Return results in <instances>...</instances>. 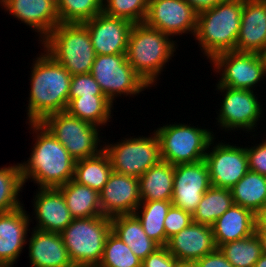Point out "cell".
I'll return each instance as SVG.
<instances>
[{
    "label": "cell",
    "mask_w": 266,
    "mask_h": 267,
    "mask_svg": "<svg viewBox=\"0 0 266 267\" xmlns=\"http://www.w3.org/2000/svg\"><path fill=\"white\" fill-rule=\"evenodd\" d=\"M34 196L33 215L37 219L34 229L61 233L73 221L66 200L58 188H38Z\"/></svg>",
    "instance_id": "ffe728a7"
},
{
    "label": "cell",
    "mask_w": 266,
    "mask_h": 267,
    "mask_svg": "<svg viewBox=\"0 0 266 267\" xmlns=\"http://www.w3.org/2000/svg\"><path fill=\"white\" fill-rule=\"evenodd\" d=\"M110 232L111 219L100 215L73 219L60 235L75 267H97Z\"/></svg>",
    "instance_id": "8992f818"
},
{
    "label": "cell",
    "mask_w": 266,
    "mask_h": 267,
    "mask_svg": "<svg viewBox=\"0 0 266 267\" xmlns=\"http://www.w3.org/2000/svg\"><path fill=\"white\" fill-rule=\"evenodd\" d=\"M60 23H84L103 11V0H56Z\"/></svg>",
    "instance_id": "e575fe53"
},
{
    "label": "cell",
    "mask_w": 266,
    "mask_h": 267,
    "mask_svg": "<svg viewBox=\"0 0 266 267\" xmlns=\"http://www.w3.org/2000/svg\"><path fill=\"white\" fill-rule=\"evenodd\" d=\"M90 74L112 103L117 96H136L150 89L129 64L126 54L96 55Z\"/></svg>",
    "instance_id": "30bf717a"
},
{
    "label": "cell",
    "mask_w": 266,
    "mask_h": 267,
    "mask_svg": "<svg viewBox=\"0 0 266 267\" xmlns=\"http://www.w3.org/2000/svg\"><path fill=\"white\" fill-rule=\"evenodd\" d=\"M58 189L62 192L67 208L74 219L103 215L99 193L92 188L81 185L72 179Z\"/></svg>",
    "instance_id": "4316f807"
},
{
    "label": "cell",
    "mask_w": 266,
    "mask_h": 267,
    "mask_svg": "<svg viewBox=\"0 0 266 267\" xmlns=\"http://www.w3.org/2000/svg\"><path fill=\"white\" fill-rule=\"evenodd\" d=\"M111 219V231L142 261L161 247L145 233L134 214L117 215Z\"/></svg>",
    "instance_id": "d4e9b609"
},
{
    "label": "cell",
    "mask_w": 266,
    "mask_h": 267,
    "mask_svg": "<svg viewBox=\"0 0 266 267\" xmlns=\"http://www.w3.org/2000/svg\"><path fill=\"white\" fill-rule=\"evenodd\" d=\"M197 14L186 0H149L144 23L171 38L185 33L195 36Z\"/></svg>",
    "instance_id": "5bb4252c"
},
{
    "label": "cell",
    "mask_w": 266,
    "mask_h": 267,
    "mask_svg": "<svg viewBox=\"0 0 266 267\" xmlns=\"http://www.w3.org/2000/svg\"><path fill=\"white\" fill-rule=\"evenodd\" d=\"M112 170L125 175L141 177L161 159L160 141L155 131L151 136L130 137L117 143L103 142Z\"/></svg>",
    "instance_id": "9c48e42d"
},
{
    "label": "cell",
    "mask_w": 266,
    "mask_h": 267,
    "mask_svg": "<svg viewBox=\"0 0 266 267\" xmlns=\"http://www.w3.org/2000/svg\"><path fill=\"white\" fill-rule=\"evenodd\" d=\"M113 104L105 95L81 96L70 100L65 111L102 128L111 121Z\"/></svg>",
    "instance_id": "83f0119b"
},
{
    "label": "cell",
    "mask_w": 266,
    "mask_h": 267,
    "mask_svg": "<svg viewBox=\"0 0 266 267\" xmlns=\"http://www.w3.org/2000/svg\"><path fill=\"white\" fill-rule=\"evenodd\" d=\"M255 234L260 241L262 253L266 254V230H255Z\"/></svg>",
    "instance_id": "f6af8a7d"
},
{
    "label": "cell",
    "mask_w": 266,
    "mask_h": 267,
    "mask_svg": "<svg viewBox=\"0 0 266 267\" xmlns=\"http://www.w3.org/2000/svg\"><path fill=\"white\" fill-rule=\"evenodd\" d=\"M250 171L266 176V139L261 143L246 147Z\"/></svg>",
    "instance_id": "ab89813d"
},
{
    "label": "cell",
    "mask_w": 266,
    "mask_h": 267,
    "mask_svg": "<svg viewBox=\"0 0 266 267\" xmlns=\"http://www.w3.org/2000/svg\"><path fill=\"white\" fill-rule=\"evenodd\" d=\"M197 13L211 9L224 0H186Z\"/></svg>",
    "instance_id": "7bdbcfd3"
},
{
    "label": "cell",
    "mask_w": 266,
    "mask_h": 267,
    "mask_svg": "<svg viewBox=\"0 0 266 267\" xmlns=\"http://www.w3.org/2000/svg\"><path fill=\"white\" fill-rule=\"evenodd\" d=\"M211 187L205 160L174 165L172 205L193 214L204 193Z\"/></svg>",
    "instance_id": "9a60e30c"
},
{
    "label": "cell",
    "mask_w": 266,
    "mask_h": 267,
    "mask_svg": "<svg viewBox=\"0 0 266 267\" xmlns=\"http://www.w3.org/2000/svg\"><path fill=\"white\" fill-rule=\"evenodd\" d=\"M230 191L234 204L256 214L266 205V176L249 170Z\"/></svg>",
    "instance_id": "f1b7e54d"
},
{
    "label": "cell",
    "mask_w": 266,
    "mask_h": 267,
    "mask_svg": "<svg viewBox=\"0 0 266 267\" xmlns=\"http://www.w3.org/2000/svg\"><path fill=\"white\" fill-rule=\"evenodd\" d=\"M199 267H234L225 257V255L217 248L215 251L206 254L204 257L196 261Z\"/></svg>",
    "instance_id": "b9f144b4"
},
{
    "label": "cell",
    "mask_w": 266,
    "mask_h": 267,
    "mask_svg": "<svg viewBox=\"0 0 266 267\" xmlns=\"http://www.w3.org/2000/svg\"><path fill=\"white\" fill-rule=\"evenodd\" d=\"M216 90L224 96L217 112L216 120L221 130H242L255 132V127L262 118V104L258 102L256 95L252 90L234 89L230 87L219 86L216 83ZM261 104V105H260ZM239 128V129H238ZM254 130V131H253Z\"/></svg>",
    "instance_id": "8fae6325"
},
{
    "label": "cell",
    "mask_w": 266,
    "mask_h": 267,
    "mask_svg": "<svg viewBox=\"0 0 266 267\" xmlns=\"http://www.w3.org/2000/svg\"><path fill=\"white\" fill-rule=\"evenodd\" d=\"M171 206V201H141L133 213L147 236L160 246H166L164 220Z\"/></svg>",
    "instance_id": "4dcf8cb0"
},
{
    "label": "cell",
    "mask_w": 266,
    "mask_h": 267,
    "mask_svg": "<svg viewBox=\"0 0 266 267\" xmlns=\"http://www.w3.org/2000/svg\"><path fill=\"white\" fill-rule=\"evenodd\" d=\"M41 123L67 149L75 161L93 157L104 149V144L100 146L103 141L99 136L101 127L71 116L66 111L47 115Z\"/></svg>",
    "instance_id": "ba28073f"
},
{
    "label": "cell",
    "mask_w": 266,
    "mask_h": 267,
    "mask_svg": "<svg viewBox=\"0 0 266 267\" xmlns=\"http://www.w3.org/2000/svg\"><path fill=\"white\" fill-rule=\"evenodd\" d=\"M93 95H104V93L90 73L72 76L69 91V101L73 98Z\"/></svg>",
    "instance_id": "74e56055"
},
{
    "label": "cell",
    "mask_w": 266,
    "mask_h": 267,
    "mask_svg": "<svg viewBox=\"0 0 266 267\" xmlns=\"http://www.w3.org/2000/svg\"><path fill=\"white\" fill-rule=\"evenodd\" d=\"M41 44L72 76L91 72L96 53L83 23H59Z\"/></svg>",
    "instance_id": "5b68a950"
},
{
    "label": "cell",
    "mask_w": 266,
    "mask_h": 267,
    "mask_svg": "<svg viewBox=\"0 0 266 267\" xmlns=\"http://www.w3.org/2000/svg\"><path fill=\"white\" fill-rule=\"evenodd\" d=\"M233 204L230 189L211 186L192 214L193 222L212 226Z\"/></svg>",
    "instance_id": "1f68e13d"
},
{
    "label": "cell",
    "mask_w": 266,
    "mask_h": 267,
    "mask_svg": "<svg viewBox=\"0 0 266 267\" xmlns=\"http://www.w3.org/2000/svg\"><path fill=\"white\" fill-rule=\"evenodd\" d=\"M209 62L214 72H220L219 86L254 91L266 77L258 53L226 51Z\"/></svg>",
    "instance_id": "7c38bea8"
},
{
    "label": "cell",
    "mask_w": 266,
    "mask_h": 267,
    "mask_svg": "<svg viewBox=\"0 0 266 267\" xmlns=\"http://www.w3.org/2000/svg\"><path fill=\"white\" fill-rule=\"evenodd\" d=\"M258 56L260 57L262 67L266 75V47L258 53Z\"/></svg>",
    "instance_id": "bcb514c9"
},
{
    "label": "cell",
    "mask_w": 266,
    "mask_h": 267,
    "mask_svg": "<svg viewBox=\"0 0 266 267\" xmlns=\"http://www.w3.org/2000/svg\"><path fill=\"white\" fill-rule=\"evenodd\" d=\"M266 47V0H243L235 51L259 53Z\"/></svg>",
    "instance_id": "44dd1931"
},
{
    "label": "cell",
    "mask_w": 266,
    "mask_h": 267,
    "mask_svg": "<svg viewBox=\"0 0 266 267\" xmlns=\"http://www.w3.org/2000/svg\"><path fill=\"white\" fill-rule=\"evenodd\" d=\"M138 180L142 201H171L174 182V165L171 163L161 160Z\"/></svg>",
    "instance_id": "484cf974"
},
{
    "label": "cell",
    "mask_w": 266,
    "mask_h": 267,
    "mask_svg": "<svg viewBox=\"0 0 266 267\" xmlns=\"http://www.w3.org/2000/svg\"><path fill=\"white\" fill-rule=\"evenodd\" d=\"M0 267H14V263H0Z\"/></svg>",
    "instance_id": "681fc988"
},
{
    "label": "cell",
    "mask_w": 266,
    "mask_h": 267,
    "mask_svg": "<svg viewBox=\"0 0 266 267\" xmlns=\"http://www.w3.org/2000/svg\"><path fill=\"white\" fill-rule=\"evenodd\" d=\"M33 148L28 160L20 163L23 183L33 181L38 188H58L74 177L75 159L41 122H28Z\"/></svg>",
    "instance_id": "6da1fadb"
},
{
    "label": "cell",
    "mask_w": 266,
    "mask_h": 267,
    "mask_svg": "<svg viewBox=\"0 0 266 267\" xmlns=\"http://www.w3.org/2000/svg\"><path fill=\"white\" fill-rule=\"evenodd\" d=\"M148 4L149 0H103V12L133 24L144 23Z\"/></svg>",
    "instance_id": "8d00e7d4"
},
{
    "label": "cell",
    "mask_w": 266,
    "mask_h": 267,
    "mask_svg": "<svg viewBox=\"0 0 266 267\" xmlns=\"http://www.w3.org/2000/svg\"><path fill=\"white\" fill-rule=\"evenodd\" d=\"M214 141L210 142L204 158L211 186L231 189L249 171L246 146H234L225 141L214 144Z\"/></svg>",
    "instance_id": "4fadbf2b"
},
{
    "label": "cell",
    "mask_w": 266,
    "mask_h": 267,
    "mask_svg": "<svg viewBox=\"0 0 266 267\" xmlns=\"http://www.w3.org/2000/svg\"><path fill=\"white\" fill-rule=\"evenodd\" d=\"M31 229V236L27 237L31 267H75L60 233Z\"/></svg>",
    "instance_id": "603a6c76"
},
{
    "label": "cell",
    "mask_w": 266,
    "mask_h": 267,
    "mask_svg": "<svg viewBox=\"0 0 266 267\" xmlns=\"http://www.w3.org/2000/svg\"><path fill=\"white\" fill-rule=\"evenodd\" d=\"M23 186L20 163L0 167V213L14 211L23 206L19 200Z\"/></svg>",
    "instance_id": "d6a6232c"
},
{
    "label": "cell",
    "mask_w": 266,
    "mask_h": 267,
    "mask_svg": "<svg viewBox=\"0 0 266 267\" xmlns=\"http://www.w3.org/2000/svg\"><path fill=\"white\" fill-rule=\"evenodd\" d=\"M177 267H199L196 262H179Z\"/></svg>",
    "instance_id": "c3c4849f"
},
{
    "label": "cell",
    "mask_w": 266,
    "mask_h": 267,
    "mask_svg": "<svg viewBox=\"0 0 266 267\" xmlns=\"http://www.w3.org/2000/svg\"><path fill=\"white\" fill-rule=\"evenodd\" d=\"M210 129L186 123L163 125L154 131L160 141L161 159L172 165L204 160L215 134Z\"/></svg>",
    "instance_id": "52a82bcc"
},
{
    "label": "cell",
    "mask_w": 266,
    "mask_h": 267,
    "mask_svg": "<svg viewBox=\"0 0 266 267\" xmlns=\"http://www.w3.org/2000/svg\"><path fill=\"white\" fill-rule=\"evenodd\" d=\"M33 60L27 122H41L47 115L66 110L72 75L46 51Z\"/></svg>",
    "instance_id": "7a4b0ae2"
},
{
    "label": "cell",
    "mask_w": 266,
    "mask_h": 267,
    "mask_svg": "<svg viewBox=\"0 0 266 267\" xmlns=\"http://www.w3.org/2000/svg\"><path fill=\"white\" fill-rule=\"evenodd\" d=\"M254 267H266V254L262 253L259 260L254 264Z\"/></svg>",
    "instance_id": "7dc6e473"
},
{
    "label": "cell",
    "mask_w": 266,
    "mask_h": 267,
    "mask_svg": "<svg viewBox=\"0 0 266 267\" xmlns=\"http://www.w3.org/2000/svg\"><path fill=\"white\" fill-rule=\"evenodd\" d=\"M255 230H266V205L255 214Z\"/></svg>",
    "instance_id": "ee69618b"
},
{
    "label": "cell",
    "mask_w": 266,
    "mask_h": 267,
    "mask_svg": "<svg viewBox=\"0 0 266 267\" xmlns=\"http://www.w3.org/2000/svg\"><path fill=\"white\" fill-rule=\"evenodd\" d=\"M83 24L88 29L96 55L126 54L132 22L102 11Z\"/></svg>",
    "instance_id": "2e32d148"
},
{
    "label": "cell",
    "mask_w": 266,
    "mask_h": 267,
    "mask_svg": "<svg viewBox=\"0 0 266 267\" xmlns=\"http://www.w3.org/2000/svg\"><path fill=\"white\" fill-rule=\"evenodd\" d=\"M141 201L138 178L115 171L99 192L102 214L109 218L133 214Z\"/></svg>",
    "instance_id": "e0dca14e"
},
{
    "label": "cell",
    "mask_w": 266,
    "mask_h": 267,
    "mask_svg": "<svg viewBox=\"0 0 266 267\" xmlns=\"http://www.w3.org/2000/svg\"><path fill=\"white\" fill-rule=\"evenodd\" d=\"M112 171L110 158L102 150L93 157L76 161L73 180L99 193L107 183Z\"/></svg>",
    "instance_id": "f546056e"
},
{
    "label": "cell",
    "mask_w": 266,
    "mask_h": 267,
    "mask_svg": "<svg viewBox=\"0 0 266 267\" xmlns=\"http://www.w3.org/2000/svg\"><path fill=\"white\" fill-rule=\"evenodd\" d=\"M255 214L249 209L233 204L212 225L217 248L255 233Z\"/></svg>",
    "instance_id": "cb8c5ba5"
},
{
    "label": "cell",
    "mask_w": 266,
    "mask_h": 267,
    "mask_svg": "<svg viewBox=\"0 0 266 267\" xmlns=\"http://www.w3.org/2000/svg\"><path fill=\"white\" fill-rule=\"evenodd\" d=\"M1 6L4 11L35 30L40 42L60 23L56 0H7Z\"/></svg>",
    "instance_id": "ac0fdd59"
},
{
    "label": "cell",
    "mask_w": 266,
    "mask_h": 267,
    "mask_svg": "<svg viewBox=\"0 0 266 267\" xmlns=\"http://www.w3.org/2000/svg\"><path fill=\"white\" fill-rule=\"evenodd\" d=\"M7 0H0V7L3 5Z\"/></svg>",
    "instance_id": "f907efd6"
},
{
    "label": "cell",
    "mask_w": 266,
    "mask_h": 267,
    "mask_svg": "<svg viewBox=\"0 0 266 267\" xmlns=\"http://www.w3.org/2000/svg\"><path fill=\"white\" fill-rule=\"evenodd\" d=\"M97 267H142V260L111 231Z\"/></svg>",
    "instance_id": "d590c367"
},
{
    "label": "cell",
    "mask_w": 266,
    "mask_h": 267,
    "mask_svg": "<svg viewBox=\"0 0 266 267\" xmlns=\"http://www.w3.org/2000/svg\"><path fill=\"white\" fill-rule=\"evenodd\" d=\"M171 39L173 38L145 23L133 24L131 28L126 59L150 87L156 85L165 64L172 60L171 57L178 48L176 40Z\"/></svg>",
    "instance_id": "3957f363"
},
{
    "label": "cell",
    "mask_w": 266,
    "mask_h": 267,
    "mask_svg": "<svg viewBox=\"0 0 266 267\" xmlns=\"http://www.w3.org/2000/svg\"><path fill=\"white\" fill-rule=\"evenodd\" d=\"M178 263L168 248L161 246L142 261V267H177Z\"/></svg>",
    "instance_id": "60d3db41"
},
{
    "label": "cell",
    "mask_w": 266,
    "mask_h": 267,
    "mask_svg": "<svg viewBox=\"0 0 266 267\" xmlns=\"http://www.w3.org/2000/svg\"><path fill=\"white\" fill-rule=\"evenodd\" d=\"M192 222V214L172 205L164 220L166 245L171 237L189 226Z\"/></svg>",
    "instance_id": "f35d334b"
},
{
    "label": "cell",
    "mask_w": 266,
    "mask_h": 267,
    "mask_svg": "<svg viewBox=\"0 0 266 267\" xmlns=\"http://www.w3.org/2000/svg\"><path fill=\"white\" fill-rule=\"evenodd\" d=\"M30 214L20 208L0 213V263H14L18 261L22 250L27 244Z\"/></svg>",
    "instance_id": "7402d4cb"
},
{
    "label": "cell",
    "mask_w": 266,
    "mask_h": 267,
    "mask_svg": "<svg viewBox=\"0 0 266 267\" xmlns=\"http://www.w3.org/2000/svg\"><path fill=\"white\" fill-rule=\"evenodd\" d=\"M166 247L179 262H196L217 249L212 226L195 222L171 237Z\"/></svg>",
    "instance_id": "d6986e66"
},
{
    "label": "cell",
    "mask_w": 266,
    "mask_h": 267,
    "mask_svg": "<svg viewBox=\"0 0 266 267\" xmlns=\"http://www.w3.org/2000/svg\"><path fill=\"white\" fill-rule=\"evenodd\" d=\"M219 249L234 267H254L262 255L261 244L255 233L240 240L227 242Z\"/></svg>",
    "instance_id": "836d02e7"
},
{
    "label": "cell",
    "mask_w": 266,
    "mask_h": 267,
    "mask_svg": "<svg viewBox=\"0 0 266 267\" xmlns=\"http://www.w3.org/2000/svg\"><path fill=\"white\" fill-rule=\"evenodd\" d=\"M243 0H224L197 14L195 41L210 61L226 51H235Z\"/></svg>",
    "instance_id": "277c9868"
}]
</instances>
